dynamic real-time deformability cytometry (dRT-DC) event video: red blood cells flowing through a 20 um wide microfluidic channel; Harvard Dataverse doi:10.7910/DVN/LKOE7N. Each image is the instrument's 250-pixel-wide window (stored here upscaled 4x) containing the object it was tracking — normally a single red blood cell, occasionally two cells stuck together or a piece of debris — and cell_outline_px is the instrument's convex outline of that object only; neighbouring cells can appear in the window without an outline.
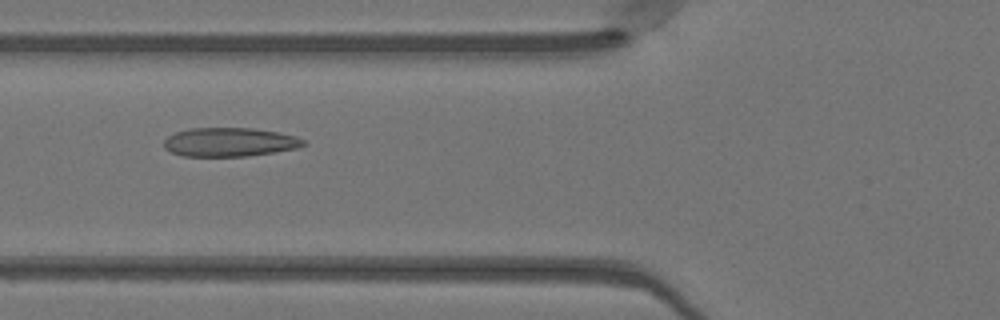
{"species": "Egyptian fruit bat (a non-hibernating species)", "species_latin": "Rousettus aegyptiacus", "temperature_condition": "warm", "stored_images_in_passage": 40, "camera_frame_rate_fps": 3000, "um_per_image_px": 0.085, "animal": {"sex": "female"}, "frame": {"image": 1, "passage_image": 10, "time_ms": 3.0, "image_size_px": [1000, 320], "cell_outline_px": [[308, 144], [296, 148], [276, 152], [248, 156], [184, 156], [172, 152], [164, 148], [164, 140], [168, 136], [176, 132], [188, 128], [252, 128], [276, 132], [296, 136], [304, 140]], "centroid_in_image_um": [19.52, 12.08], "position_along_channel_um": 106.3, "area_um2": 23.47}}
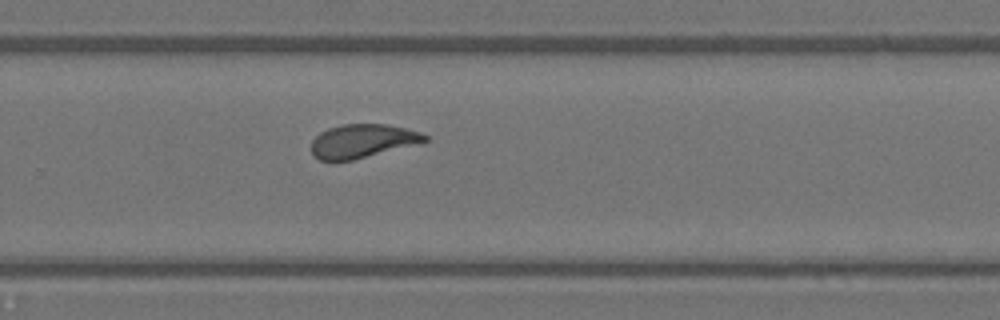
{"frame": {"image": 2, "passage_image": 24, "time_ms": 7.667, "image_size_px": [1000, 320], "cell_outline_px": [[428, 140], [352, 160], [320, 160], [312, 152], [312, 140], [320, 132], [328, 128], [344, 124], [384, 124], [404, 128], [420, 132], [428, 136]], "centroid_in_image_um": [30.77, 11.97], "position_along_channel_um": 299.0, "area_um2": 21.62}}
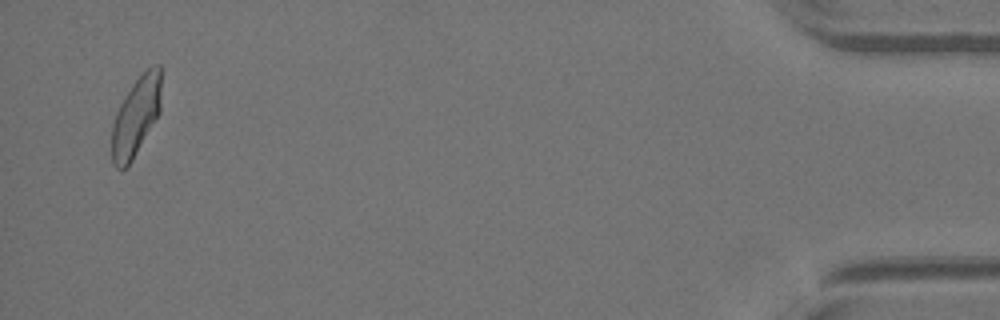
{"frame": {"image": 3, "passage_image": 39, "time_ms": 12.667, "image_size_px": [1000, 320], "cell_outline_px": [[160, 112], [132, 160], [124, 168], [116, 168], [112, 164], [112, 124], [116, 112], [120, 104], [132, 84], [152, 64], [160, 64]], "centroid_in_image_um": [11.55, 9.9], "position_along_channel_um": 423.7, "area_um2": 22.43}, "authors_computed_cell_mechanics": {"area_um2": 22.7732, "velocity_mm_per_s": 4.1361, "shape_relaxation_time_tau1_ms": 7.499, "shape_relaxation_time_tau2_ms": 0.996, "deformation_change_tau1": 0.2174, "deformation_change_tau2": 0.0843}}